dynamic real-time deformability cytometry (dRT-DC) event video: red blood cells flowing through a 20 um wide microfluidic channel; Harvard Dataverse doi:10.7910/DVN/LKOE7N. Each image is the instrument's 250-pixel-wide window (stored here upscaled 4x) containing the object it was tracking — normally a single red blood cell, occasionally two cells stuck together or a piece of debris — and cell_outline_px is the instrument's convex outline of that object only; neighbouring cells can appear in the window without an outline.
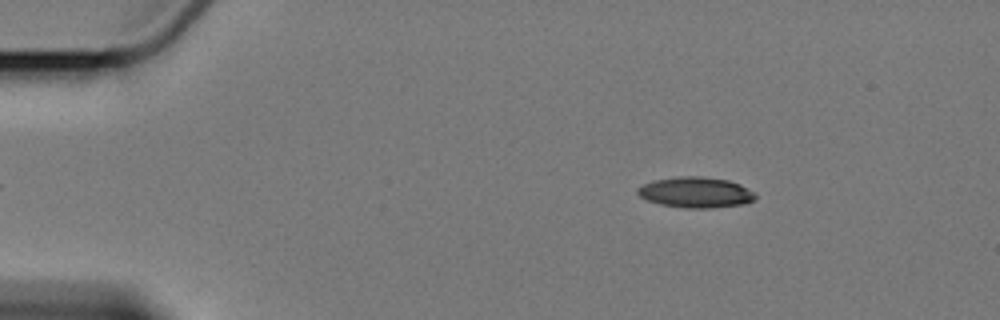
{"species": "Egyptian fruit bat (a non-hibernating species)", "species_latin": "Rousettus aegyptiacus", "temperature_condition": "cold", "stored_images_in_passage": 4, "camera_frame_rate_fps": 3000, "um_per_image_px": 0.085, "animal": {"sex": "female"}, "frame": {"image": 1, "passage_image": 1, "time_ms": 0.0, "image_size_px": [1000, 320], "cell_outline_px": [[756, 196], [752, 200], [744, 204], [708, 208], [688, 208], [660, 204], [648, 200], [640, 196], [636, 192], [636, 188], [652, 180], [676, 176], [700, 176], [728, 180], [740, 184], [756, 192]], "centroid_in_image_um": [59.13, 16.34], "position_along_channel_um": 25.9, "area_um2": 21.1}}
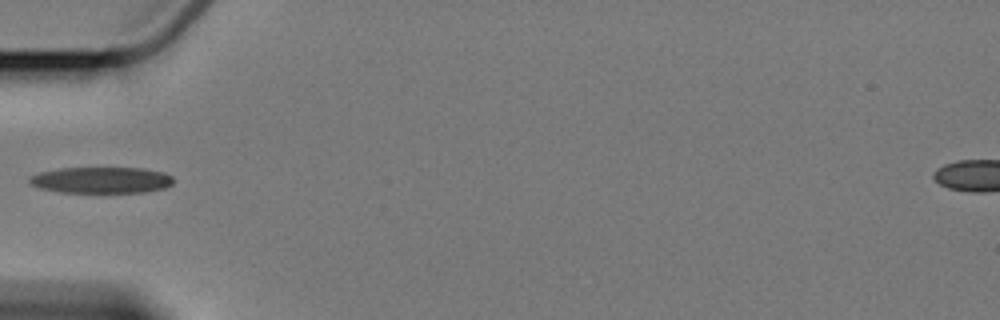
{"frame": {"image": 2, "passage_image": 4, "time_ms": 3.667, "image_size_px": [1000, 320], "cell_outline_px": [[172, 184], [164, 188], [144, 192], [60, 192], [40, 188], [28, 184], [28, 176], [40, 172], [60, 168], [144, 168], [164, 172], [172, 176]], "centroid_in_image_um": [8.58, 15.3], "position_along_channel_um": 76.4, "area_um2": 22.08}}